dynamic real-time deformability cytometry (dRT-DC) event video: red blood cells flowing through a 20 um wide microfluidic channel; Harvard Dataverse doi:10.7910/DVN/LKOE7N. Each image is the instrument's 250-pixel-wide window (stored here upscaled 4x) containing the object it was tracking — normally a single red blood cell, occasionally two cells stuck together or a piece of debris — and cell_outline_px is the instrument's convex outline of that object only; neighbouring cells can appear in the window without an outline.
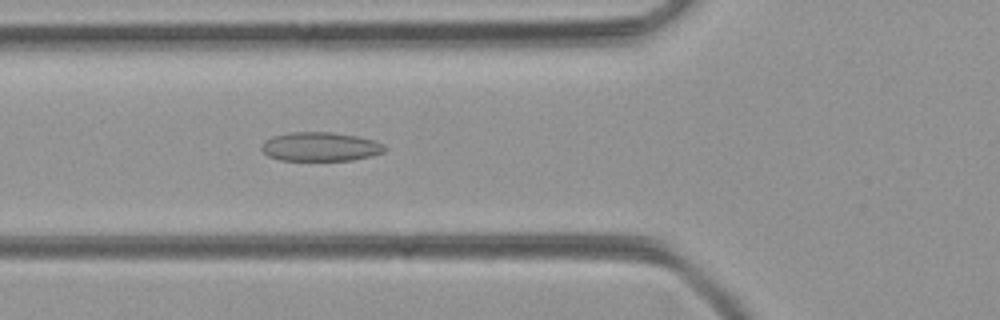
{"species": "common noctule bat (a hibernating species)", "species_latin": "Nyctalus noctula", "temperature_condition": "room temperature", "stored_images_in_passage": 43, "camera_frame_rate_fps": 3000, "um_per_image_px": 0.085, "animal": {"sex": "female", "body_mass_g": 21.9}, "frame": {"image": 1, "passage_image": 11, "time_ms": 3.333, "image_size_px": [1000, 320], "cell_outline_px": [[388, 148], [384, 152], [372, 156], [352, 160], [280, 160], [268, 156], [260, 148], [260, 144], [264, 140], [272, 136], [288, 132], [332, 132], [356, 136], [372, 140], [384, 144]], "centroid_in_image_um": [27.21, 12.46], "position_along_channel_um": 98.6, "area_um2": 20.98}}
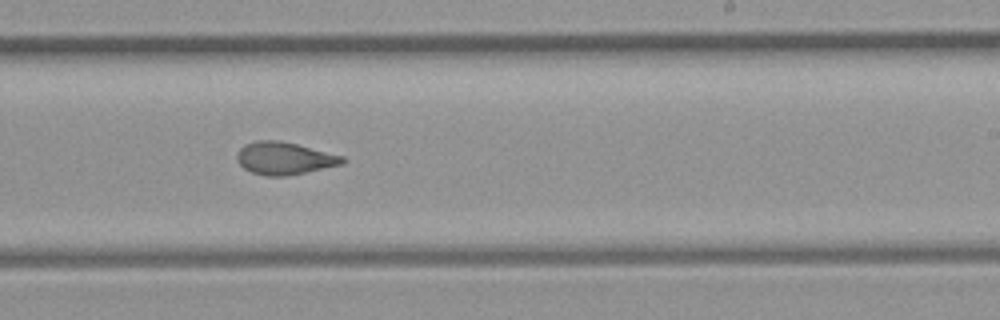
{"frame": {"image": 2, "passage_image": 23, "time_ms": 7.333, "image_size_px": [1000, 320], "cell_outline_px": [[348, 160], [344, 164], [288, 176], [264, 176], [252, 172], [244, 168], [236, 160], [236, 156], [240, 148], [244, 144], [256, 140], [276, 140], [296, 144], [344, 156]], "centroid_in_image_um": [24.18, 13.46], "position_along_channel_um": 264.8, "area_um2": 20.11}}
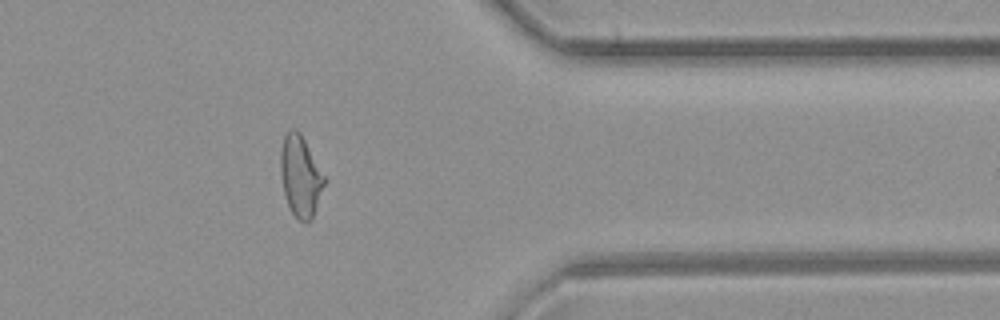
{"frame": {"image": 3, "passage_image": 33, "time_ms": 10.667, "image_size_px": [1000, 320], "cell_outline_px": [[324, 184], [312, 220], [308, 224], [300, 220], [292, 212], [284, 196], [280, 172], [280, 152], [284, 136], [292, 128], [296, 128], [300, 132], [324, 176]], "centroid_in_image_um": [25.51, 14.99], "position_along_channel_um": 385.9, "area_um2": 20.4}}